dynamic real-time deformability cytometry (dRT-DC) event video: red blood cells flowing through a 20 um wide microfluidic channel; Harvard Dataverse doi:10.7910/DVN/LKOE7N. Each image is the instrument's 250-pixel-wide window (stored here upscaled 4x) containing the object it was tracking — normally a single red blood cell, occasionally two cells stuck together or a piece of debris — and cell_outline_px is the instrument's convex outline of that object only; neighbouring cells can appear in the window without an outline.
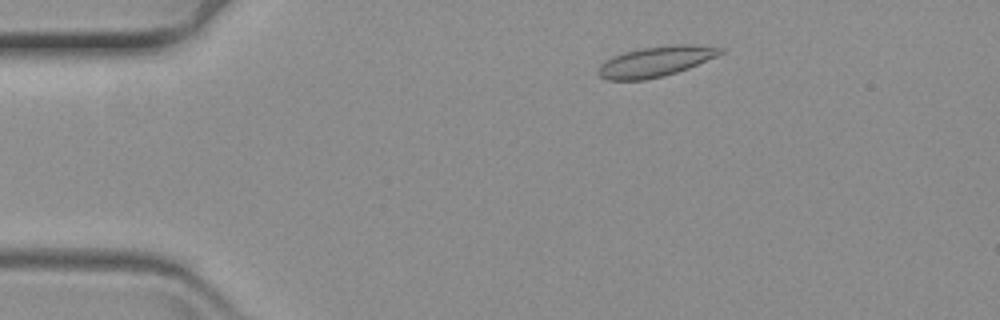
{"species": "common noctule bat (a hibernating species)", "species_latin": "Nyctalus noctula", "temperature_condition": "warm", "stored_images_in_passage": 55, "camera_frame_rate_fps": 3000, "um_per_image_px": 0.085, "animal": {"sex": "female", "body_mass_g": 19.3, "forearm_length_mm": 54.1}, "frame": {"image": 1, "passage_image": 4, "time_ms": 1.0, "image_size_px": [1000, 320], "cell_outline_px": [[724, 52], [716, 56], [688, 68], [664, 76], [644, 80], [608, 80], [600, 76], [596, 72], [600, 64], [612, 56], [624, 52], [644, 48], [668, 44], [688, 44], [724, 48]], "centroid_in_image_um": [55.7, 5.23], "position_along_channel_um": 29.3, "area_um2": 21.5}}
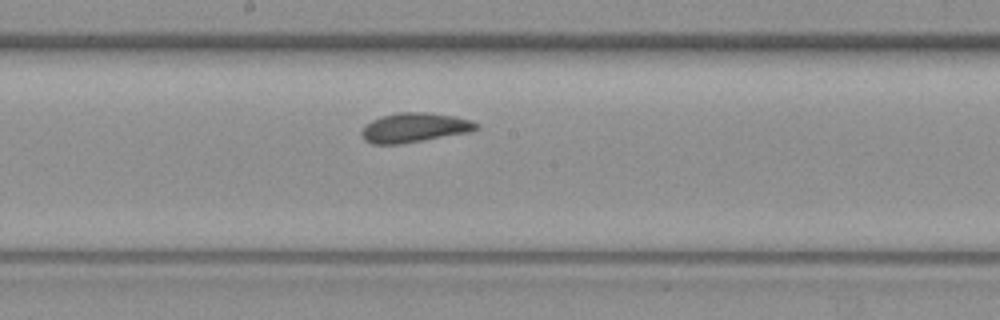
{"frame": {"image": 2, "passage_image": 26, "time_ms": 8.333, "image_size_px": [1000, 320], "cell_outline_px": [[480, 128], [472, 132], [400, 144], [372, 144], [364, 140], [360, 132], [372, 120], [380, 116], [396, 112], [424, 112], [456, 116], [472, 120], [480, 124]], "centroid_in_image_um": [35.28, 10.84], "position_along_channel_um": 212.9, "area_um2": 19.94}}
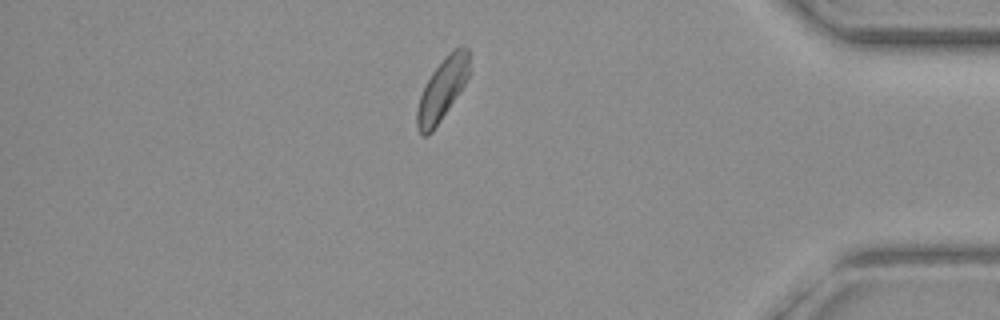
{"frame": {"image": 3, "passage_image": 46, "time_ms": 15.0, "image_size_px": [1000, 320], "cell_outline_px": [[468, 76], [464, 84], [432, 132], [428, 136], [424, 136], [420, 132], [416, 124], [416, 112], [420, 96], [432, 72], [444, 56], [448, 52], [456, 48], [468, 48]], "centroid_in_image_um": [37.55, 7.6], "position_along_channel_um": 397.6, "area_um2": 18.21}}